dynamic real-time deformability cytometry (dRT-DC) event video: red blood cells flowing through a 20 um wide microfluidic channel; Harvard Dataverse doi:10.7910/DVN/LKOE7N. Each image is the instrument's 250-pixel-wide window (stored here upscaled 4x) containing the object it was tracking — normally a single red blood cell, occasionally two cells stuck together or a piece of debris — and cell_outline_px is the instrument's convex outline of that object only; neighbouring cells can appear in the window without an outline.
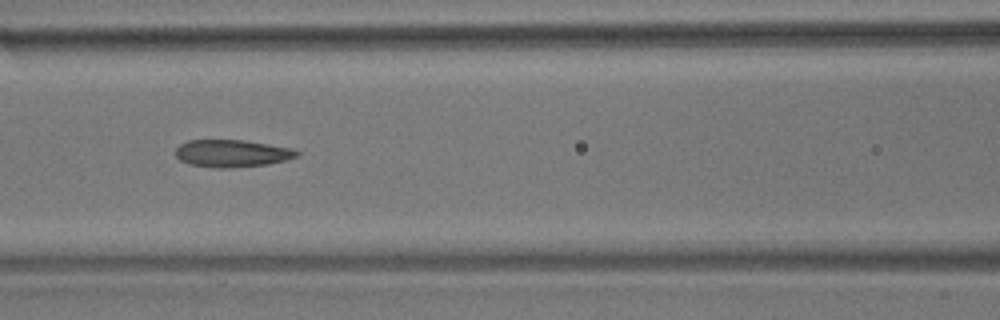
{"species": "common noctule bat (a hibernating species)", "species_latin": "Nyctalus noctula", "temperature_condition": "room temperature", "stored_images_in_passage": 9, "camera_frame_rate_fps": 3000, "um_per_image_px": 0.085, "animal": {"sex": "male", "body_mass_g": 17.9}, "frame": {"image": 1, "passage_image": 6, "time_ms": 1.667, "image_size_px": [1000, 320], "cell_outline_px": [[300, 152], [296, 156], [284, 160], [268, 164], [228, 168], [212, 168], [192, 164], [180, 160], [176, 156], [176, 148], [180, 144], [188, 140], [244, 140], [292, 148]], "centroid_in_image_um": [19.7, 13.03], "position_along_channel_um": 146.9, "area_um2": 19.19}}
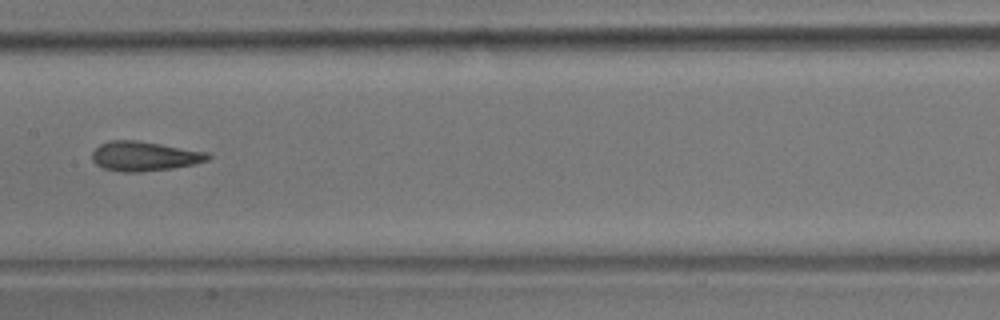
{"frame": {"image": 2, "passage_image": 7, "time_ms": 2.0, "image_size_px": [1000, 320], "cell_outline_px": [[212, 156], [208, 160], [192, 164], [172, 168], [140, 172], [120, 172], [104, 168], [96, 164], [92, 160], [92, 152], [100, 144], [108, 140], [136, 140], [208, 152]], "centroid_in_image_um": [12.25, 13.27], "position_along_channel_um": 195.2, "area_um2": 19.88}}